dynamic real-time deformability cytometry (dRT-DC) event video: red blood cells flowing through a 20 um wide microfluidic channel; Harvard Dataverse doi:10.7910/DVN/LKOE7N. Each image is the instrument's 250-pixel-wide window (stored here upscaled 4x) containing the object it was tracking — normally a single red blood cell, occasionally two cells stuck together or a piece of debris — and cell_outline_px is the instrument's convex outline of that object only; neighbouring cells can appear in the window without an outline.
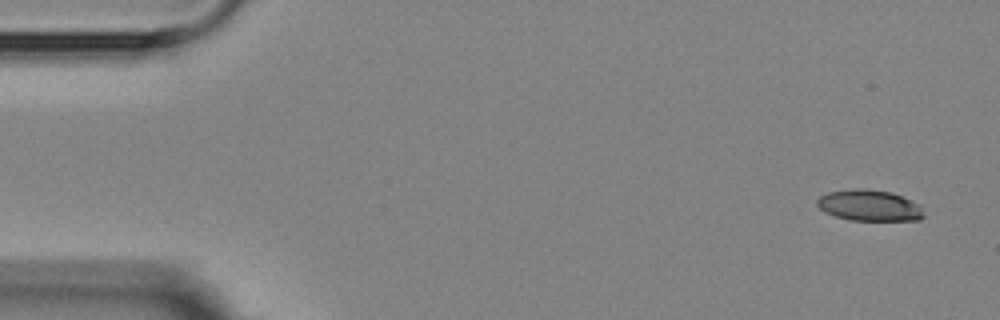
{"species": "Egyptian fruit bat (a non-hibernating species)", "species_latin": "Rousettus aegyptiacus", "temperature_condition": "room temperature", "stored_images_in_passage": 7, "camera_frame_rate_fps": 3000, "um_per_image_px": 0.085, "animal": {"sex": "female"}, "frame": {"image": 1, "passage_image": 1, "time_ms": 0.0, "image_size_px": [1000, 320], "cell_outline_px": [[924, 216], [920, 220], [848, 220], [824, 212], [816, 204], [816, 200], [820, 196], [828, 192], [852, 188], [864, 188], [892, 192], [920, 204]], "centroid_in_image_um": [73.88, 17.45], "position_along_channel_um": 11.1, "area_um2": 19.48}}
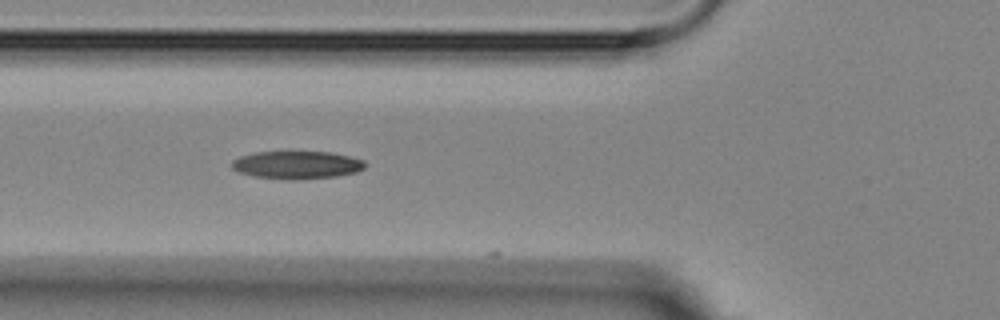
{"frame": {"image": 2, "passage_image": 6, "time_ms": 5.667, "image_size_px": [1000, 320], "cell_outline_px": [[368, 164], [364, 168], [356, 172], [336, 176], [296, 180], [288, 180], [252, 176], [240, 172], [232, 168], [232, 160], [240, 156], [256, 152], [332, 152], [352, 156], [364, 160]], "centroid_in_image_um": [25.27, 14.02], "position_along_channel_um": 100.5, "area_um2": 21.79}}